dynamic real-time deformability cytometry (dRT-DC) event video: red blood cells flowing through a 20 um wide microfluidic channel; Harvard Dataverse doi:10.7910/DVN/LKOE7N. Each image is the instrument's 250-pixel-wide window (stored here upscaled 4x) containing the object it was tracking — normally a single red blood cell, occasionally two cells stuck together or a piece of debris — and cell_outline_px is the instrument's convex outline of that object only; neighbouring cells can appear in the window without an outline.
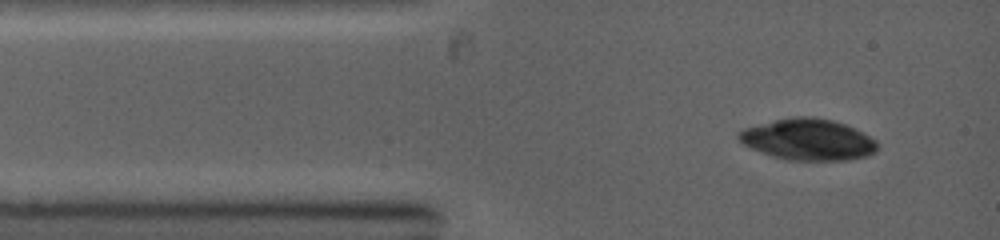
{"species": "common noctule bat (a hibernating species)", "species_latin": "Nyctalus noctula", "temperature_condition": "warm", "stored_images_in_passage": 2, "camera_frame_rate_fps": 5000, "um_per_image_px": 0.085, "animal": {"sex": "female", "body_mass_g": 19.0, "forearm_length_mm": 53.3}, "frame": {"image": 1, "passage_image": 1, "time_ms": 0.0, "image_size_px": [1000, 240], "cell_outline_px": [[876, 152], [868, 156], [848, 160], [788, 160], [772, 156], [752, 148], [744, 144], [736, 136], [736, 132], [744, 128], [776, 120], [796, 116], [816, 116], [832, 120], [844, 124], [876, 140]], "centroid_in_image_um": [68.67, 11.86], "position_along_channel_um": 16.3, "area_um2": 33.12}}